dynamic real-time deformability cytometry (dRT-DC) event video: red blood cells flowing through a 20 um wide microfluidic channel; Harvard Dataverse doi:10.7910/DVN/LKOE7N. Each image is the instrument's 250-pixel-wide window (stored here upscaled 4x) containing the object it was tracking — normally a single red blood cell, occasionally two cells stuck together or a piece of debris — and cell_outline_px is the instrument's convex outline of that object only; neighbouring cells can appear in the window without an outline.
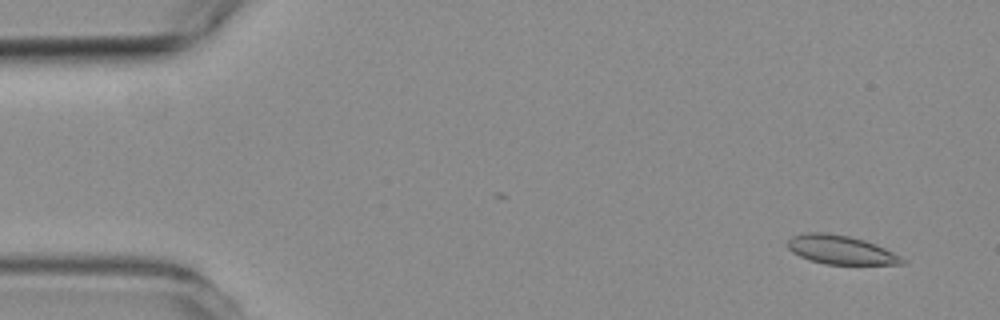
{"species": "common noctule bat (a hibernating species)", "species_latin": "Nyctalus noctula", "temperature_condition": "room temperature", "stored_images_in_passage": 4, "camera_frame_rate_fps": 3000, "um_per_image_px": 0.085, "animal": {"sex": "female", "body_mass_g": 19.3, "forearm_length_mm": 54.1}, "frame": {"image": 1, "passage_image": 1, "time_ms": 0.0, "image_size_px": [1000, 320], "cell_outline_px": [[908, 260], [904, 264], [824, 264], [800, 256], [792, 252], [788, 248], [788, 240], [792, 236], [804, 232], [824, 232], [848, 236], [864, 240], [876, 244]], "centroid_in_image_um": [71.46, 21.23], "position_along_channel_um": 13.5, "area_um2": 19.13}}
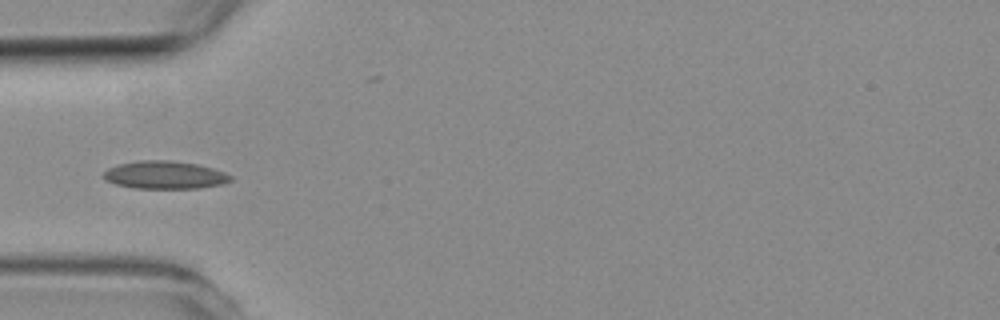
{"frame": {"image": 2, "passage_image": 4, "time_ms": 4.333, "image_size_px": [1000, 320], "cell_outline_px": [[232, 180], [224, 184], [200, 188], [132, 188], [116, 184], [104, 180], [104, 172], [108, 168], [116, 164], [140, 160], [172, 160], [196, 164], [212, 168], [224, 172], [232, 176]], "centroid_in_image_um": [14.0, 14.87], "position_along_channel_um": 71.0, "area_um2": 20.75}}